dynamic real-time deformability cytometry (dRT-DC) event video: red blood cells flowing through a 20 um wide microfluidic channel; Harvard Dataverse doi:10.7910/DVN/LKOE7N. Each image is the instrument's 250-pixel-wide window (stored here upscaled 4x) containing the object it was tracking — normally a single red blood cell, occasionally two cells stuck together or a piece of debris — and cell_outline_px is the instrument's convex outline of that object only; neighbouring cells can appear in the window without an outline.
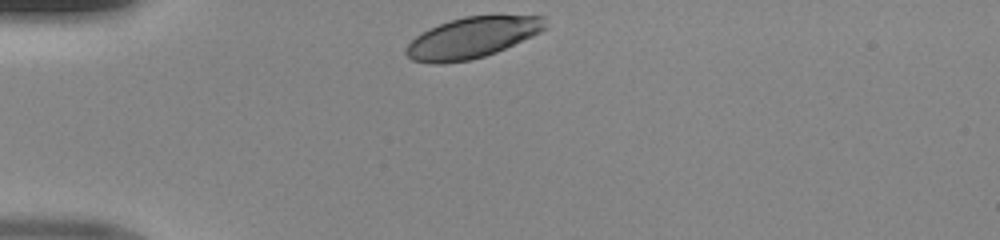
{"species": "human", "species_latin": "Homo sapiens", "temperature_condition": "room temperature", "stored_images_in_passage": 28, "camera_frame_rate_fps": 3000, "um_per_image_px": 0.085, "donor": {"sex": "male"}, "frame": {"image": 1, "passage_image": 1, "time_ms": 0.0, "image_size_px": [1000, 240], "cell_outline_px": [[548, 28], [532, 36], [496, 52], [484, 56], [468, 60], [444, 64], [432, 64], [412, 60], [404, 52], [404, 48], [420, 32], [440, 24], [464, 16], [544, 16]], "centroid_in_image_um": [40.1, 3.21], "position_along_channel_um": 44.9, "area_um2": 33.0}}
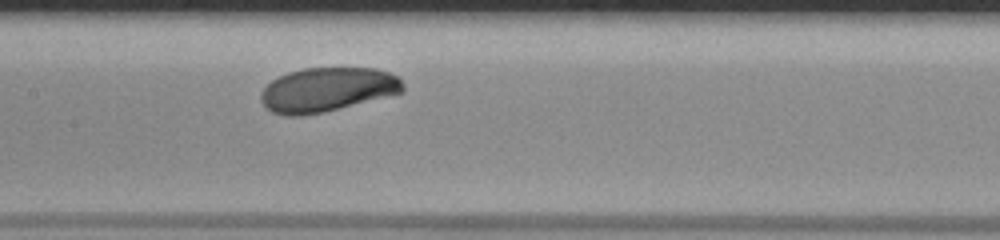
{"frame": {"image": 2, "passage_image": 13, "time_ms": 4.0, "image_size_px": [1000, 240], "cell_outline_px": [[404, 92], [324, 112], [300, 116], [284, 116], [272, 112], [260, 100], [260, 92], [272, 80], [288, 72], [304, 68], [376, 68], [388, 72], [396, 76], [404, 84]], "centroid_in_image_um": [27.81, 7.62], "position_along_channel_um": 179.6, "area_um2": 36.53}}
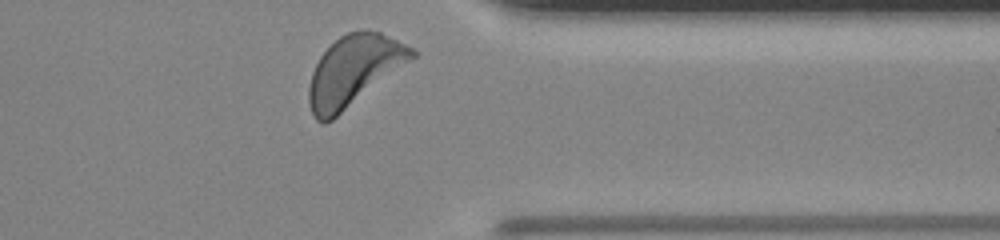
{"frame": {"image": 3, "passage_image": 28, "time_ms": 9.0, "image_size_px": [1000, 240], "cell_outline_px": [[420, 52], [416, 56], [332, 120], [324, 124], [316, 120], [312, 116], [308, 104], [308, 88], [312, 72], [320, 56], [340, 36], [348, 32], [364, 28], [368, 28], [380, 32]], "centroid_in_image_um": [30.05, 6.01], "position_along_channel_um": 381.4, "area_um2": 42.02}}